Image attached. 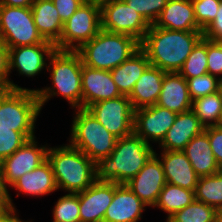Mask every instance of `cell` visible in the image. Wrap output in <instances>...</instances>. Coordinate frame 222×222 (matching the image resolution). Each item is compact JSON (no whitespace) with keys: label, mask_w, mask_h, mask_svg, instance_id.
<instances>
[{"label":"cell","mask_w":222,"mask_h":222,"mask_svg":"<svg viewBox=\"0 0 222 222\" xmlns=\"http://www.w3.org/2000/svg\"><path fill=\"white\" fill-rule=\"evenodd\" d=\"M202 38L203 31L169 30L150 25L140 49L147 55L150 65L164 72H178Z\"/></svg>","instance_id":"1"},{"label":"cell","mask_w":222,"mask_h":222,"mask_svg":"<svg viewBox=\"0 0 222 222\" xmlns=\"http://www.w3.org/2000/svg\"><path fill=\"white\" fill-rule=\"evenodd\" d=\"M46 70L52 86L34 89L42 107L52 97L61 95L72 107L82 108V59L77 51L55 50Z\"/></svg>","instance_id":"2"},{"label":"cell","mask_w":222,"mask_h":222,"mask_svg":"<svg viewBox=\"0 0 222 222\" xmlns=\"http://www.w3.org/2000/svg\"><path fill=\"white\" fill-rule=\"evenodd\" d=\"M154 153L151 144L134 133L117 139L110 155L96 163L97 180L125 184Z\"/></svg>","instance_id":"3"},{"label":"cell","mask_w":222,"mask_h":222,"mask_svg":"<svg viewBox=\"0 0 222 222\" xmlns=\"http://www.w3.org/2000/svg\"><path fill=\"white\" fill-rule=\"evenodd\" d=\"M47 160L51 165L57 189L79 193L97 180L96 164L70 144L49 147Z\"/></svg>","instance_id":"4"},{"label":"cell","mask_w":222,"mask_h":222,"mask_svg":"<svg viewBox=\"0 0 222 222\" xmlns=\"http://www.w3.org/2000/svg\"><path fill=\"white\" fill-rule=\"evenodd\" d=\"M140 49V42L134 37L100 29L90 41L84 43L77 52L83 65L111 71Z\"/></svg>","instance_id":"5"},{"label":"cell","mask_w":222,"mask_h":222,"mask_svg":"<svg viewBox=\"0 0 222 222\" xmlns=\"http://www.w3.org/2000/svg\"><path fill=\"white\" fill-rule=\"evenodd\" d=\"M74 111L69 144L85 153L96 164L110 155L117 138L87 109Z\"/></svg>","instance_id":"6"},{"label":"cell","mask_w":222,"mask_h":222,"mask_svg":"<svg viewBox=\"0 0 222 222\" xmlns=\"http://www.w3.org/2000/svg\"><path fill=\"white\" fill-rule=\"evenodd\" d=\"M41 111L34 89H12L0 102V126L32 139L36 137L35 124Z\"/></svg>","instance_id":"7"},{"label":"cell","mask_w":222,"mask_h":222,"mask_svg":"<svg viewBox=\"0 0 222 222\" xmlns=\"http://www.w3.org/2000/svg\"><path fill=\"white\" fill-rule=\"evenodd\" d=\"M101 29L100 1L86 0L76 12L63 23L57 50L77 51L84 43L94 38Z\"/></svg>","instance_id":"8"},{"label":"cell","mask_w":222,"mask_h":222,"mask_svg":"<svg viewBox=\"0 0 222 222\" xmlns=\"http://www.w3.org/2000/svg\"><path fill=\"white\" fill-rule=\"evenodd\" d=\"M0 31L9 48L37 45L46 40L37 31L31 7L0 5Z\"/></svg>","instance_id":"9"},{"label":"cell","mask_w":222,"mask_h":222,"mask_svg":"<svg viewBox=\"0 0 222 222\" xmlns=\"http://www.w3.org/2000/svg\"><path fill=\"white\" fill-rule=\"evenodd\" d=\"M101 29L142 41L150 24L124 0L100 1Z\"/></svg>","instance_id":"10"},{"label":"cell","mask_w":222,"mask_h":222,"mask_svg":"<svg viewBox=\"0 0 222 222\" xmlns=\"http://www.w3.org/2000/svg\"><path fill=\"white\" fill-rule=\"evenodd\" d=\"M86 109L117 139L133 134L134 109L128 96L99 101Z\"/></svg>","instance_id":"11"},{"label":"cell","mask_w":222,"mask_h":222,"mask_svg":"<svg viewBox=\"0 0 222 222\" xmlns=\"http://www.w3.org/2000/svg\"><path fill=\"white\" fill-rule=\"evenodd\" d=\"M37 143L36 137L27 140L12 155L0 162V169L6 187H10L21 176L34 170L47 160L49 146L47 144L38 145Z\"/></svg>","instance_id":"12"},{"label":"cell","mask_w":222,"mask_h":222,"mask_svg":"<svg viewBox=\"0 0 222 222\" xmlns=\"http://www.w3.org/2000/svg\"><path fill=\"white\" fill-rule=\"evenodd\" d=\"M177 113L158 105L134 110L133 133L146 143L160 144L173 125Z\"/></svg>","instance_id":"13"},{"label":"cell","mask_w":222,"mask_h":222,"mask_svg":"<svg viewBox=\"0 0 222 222\" xmlns=\"http://www.w3.org/2000/svg\"><path fill=\"white\" fill-rule=\"evenodd\" d=\"M158 155L155 151L143 168L125 183L146 206L153 208L166 184L163 165Z\"/></svg>","instance_id":"14"},{"label":"cell","mask_w":222,"mask_h":222,"mask_svg":"<svg viewBox=\"0 0 222 222\" xmlns=\"http://www.w3.org/2000/svg\"><path fill=\"white\" fill-rule=\"evenodd\" d=\"M55 50V44L50 41L9 48V72L16 69L19 76L35 77L48 67L47 61Z\"/></svg>","instance_id":"15"},{"label":"cell","mask_w":222,"mask_h":222,"mask_svg":"<svg viewBox=\"0 0 222 222\" xmlns=\"http://www.w3.org/2000/svg\"><path fill=\"white\" fill-rule=\"evenodd\" d=\"M115 191V183L96 180L79 192L80 222H103Z\"/></svg>","instance_id":"16"},{"label":"cell","mask_w":222,"mask_h":222,"mask_svg":"<svg viewBox=\"0 0 222 222\" xmlns=\"http://www.w3.org/2000/svg\"><path fill=\"white\" fill-rule=\"evenodd\" d=\"M110 71L93 69L82 63V108L121 96Z\"/></svg>","instance_id":"17"},{"label":"cell","mask_w":222,"mask_h":222,"mask_svg":"<svg viewBox=\"0 0 222 222\" xmlns=\"http://www.w3.org/2000/svg\"><path fill=\"white\" fill-rule=\"evenodd\" d=\"M146 207L125 184L115 183L114 196L103 222H138Z\"/></svg>","instance_id":"18"},{"label":"cell","mask_w":222,"mask_h":222,"mask_svg":"<svg viewBox=\"0 0 222 222\" xmlns=\"http://www.w3.org/2000/svg\"><path fill=\"white\" fill-rule=\"evenodd\" d=\"M204 129L192 109L179 113L159 147L163 151H183L188 142Z\"/></svg>","instance_id":"19"},{"label":"cell","mask_w":222,"mask_h":222,"mask_svg":"<svg viewBox=\"0 0 222 222\" xmlns=\"http://www.w3.org/2000/svg\"><path fill=\"white\" fill-rule=\"evenodd\" d=\"M159 157L166 183L195 191L199 176L183 151H163Z\"/></svg>","instance_id":"20"},{"label":"cell","mask_w":222,"mask_h":222,"mask_svg":"<svg viewBox=\"0 0 222 222\" xmlns=\"http://www.w3.org/2000/svg\"><path fill=\"white\" fill-rule=\"evenodd\" d=\"M154 27L179 31H202L197 25L191 0H168Z\"/></svg>","instance_id":"21"},{"label":"cell","mask_w":222,"mask_h":222,"mask_svg":"<svg viewBox=\"0 0 222 222\" xmlns=\"http://www.w3.org/2000/svg\"><path fill=\"white\" fill-rule=\"evenodd\" d=\"M187 81L178 72H165L156 105L177 114L192 109Z\"/></svg>","instance_id":"22"},{"label":"cell","mask_w":222,"mask_h":222,"mask_svg":"<svg viewBox=\"0 0 222 222\" xmlns=\"http://www.w3.org/2000/svg\"><path fill=\"white\" fill-rule=\"evenodd\" d=\"M164 75L163 70L152 65L144 70L128 96L134 110L156 105Z\"/></svg>","instance_id":"23"},{"label":"cell","mask_w":222,"mask_h":222,"mask_svg":"<svg viewBox=\"0 0 222 222\" xmlns=\"http://www.w3.org/2000/svg\"><path fill=\"white\" fill-rule=\"evenodd\" d=\"M183 152L199 177L216 174L222 170L211 149L207 127L188 142Z\"/></svg>","instance_id":"24"},{"label":"cell","mask_w":222,"mask_h":222,"mask_svg":"<svg viewBox=\"0 0 222 222\" xmlns=\"http://www.w3.org/2000/svg\"><path fill=\"white\" fill-rule=\"evenodd\" d=\"M31 10L39 34L44 40L56 44L60 40L63 23L52 0H34Z\"/></svg>","instance_id":"25"},{"label":"cell","mask_w":222,"mask_h":222,"mask_svg":"<svg viewBox=\"0 0 222 222\" xmlns=\"http://www.w3.org/2000/svg\"><path fill=\"white\" fill-rule=\"evenodd\" d=\"M11 187L29 196H45L57 190L54 174L48 160L21 176Z\"/></svg>","instance_id":"26"},{"label":"cell","mask_w":222,"mask_h":222,"mask_svg":"<svg viewBox=\"0 0 222 222\" xmlns=\"http://www.w3.org/2000/svg\"><path fill=\"white\" fill-rule=\"evenodd\" d=\"M150 65L147 55L139 49L129 59L110 71L120 93L129 96L135 83Z\"/></svg>","instance_id":"27"},{"label":"cell","mask_w":222,"mask_h":222,"mask_svg":"<svg viewBox=\"0 0 222 222\" xmlns=\"http://www.w3.org/2000/svg\"><path fill=\"white\" fill-rule=\"evenodd\" d=\"M195 200V191L166 183L154 207L167 213L166 220Z\"/></svg>","instance_id":"28"},{"label":"cell","mask_w":222,"mask_h":222,"mask_svg":"<svg viewBox=\"0 0 222 222\" xmlns=\"http://www.w3.org/2000/svg\"><path fill=\"white\" fill-rule=\"evenodd\" d=\"M195 200L216 210L222 209V170L216 174L199 177L195 189Z\"/></svg>","instance_id":"29"},{"label":"cell","mask_w":222,"mask_h":222,"mask_svg":"<svg viewBox=\"0 0 222 222\" xmlns=\"http://www.w3.org/2000/svg\"><path fill=\"white\" fill-rule=\"evenodd\" d=\"M192 110L199 118L200 123L206 128L216 126L222 112V97L219 91L195 99Z\"/></svg>","instance_id":"30"},{"label":"cell","mask_w":222,"mask_h":222,"mask_svg":"<svg viewBox=\"0 0 222 222\" xmlns=\"http://www.w3.org/2000/svg\"><path fill=\"white\" fill-rule=\"evenodd\" d=\"M217 210L203 202L194 200L165 222H215Z\"/></svg>","instance_id":"31"},{"label":"cell","mask_w":222,"mask_h":222,"mask_svg":"<svg viewBox=\"0 0 222 222\" xmlns=\"http://www.w3.org/2000/svg\"><path fill=\"white\" fill-rule=\"evenodd\" d=\"M178 73L185 79L193 78L199 75H205L208 73L207 39L202 38L196 44Z\"/></svg>","instance_id":"32"},{"label":"cell","mask_w":222,"mask_h":222,"mask_svg":"<svg viewBox=\"0 0 222 222\" xmlns=\"http://www.w3.org/2000/svg\"><path fill=\"white\" fill-rule=\"evenodd\" d=\"M52 211V222H80L79 193H67L58 198Z\"/></svg>","instance_id":"33"},{"label":"cell","mask_w":222,"mask_h":222,"mask_svg":"<svg viewBox=\"0 0 222 222\" xmlns=\"http://www.w3.org/2000/svg\"><path fill=\"white\" fill-rule=\"evenodd\" d=\"M192 101L219 91L220 79L209 73L186 79Z\"/></svg>","instance_id":"34"},{"label":"cell","mask_w":222,"mask_h":222,"mask_svg":"<svg viewBox=\"0 0 222 222\" xmlns=\"http://www.w3.org/2000/svg\"><path fill=\"white\" fill-rule=\"evenodd\" d=\"M27 140L21 132L0 126V162L12 155Z\"/></svg>","instance_id":"35"},{"label":"cell","mask_w":222,"mask_h":222,"mask_svg":"<svg viewBox=\"0 0 222 222\" xmlns=\"http://www.w3.org/2000/svg\"><path fill=\"white\" fill-rule=\"evenodd\" d=\"M197 25L202 31L215 19L221 0H191Z\"/></svg>","instance_id":"36"},{"label":"cell","mask_w":222,"mask_h":222,"mask_svg":"<svg viewBox=\"0 0 222 222\" xmlns=\"http://www.w3.org/2000/svg\"><path fill=\"white\" fill-rule=\"evenodd\" d=\"M130 7L140 13L150 24L159 17L168 0H124Z\"/></svg>","instance_id":"37"},{"label":"cell","mask_w":222,"mask_h":222,"mask_svg":"<svg viewBox=\"0 0 222 222\" xmlns=\"http://www.w3.org/2000/svg\"><path fill=\"white\" fill-rule=\"evenodd\" d=\"M208 73L222 78V45L218 41L207 40Z\"/></svg>","instance_id":"38"},{"label":"cell","mask_w":222,"mask_h":222,"mask_svg":"<svg viewBox=\"0 0 222 222\" xmlns=\"http://www.w3.org/2000/svg\"><path fill=\"white\" fill-rule=\"evenodd\" d=\"M207 135L215 160L222 169V129L217 126H209Z\"/></svg>","instance_id":"39"},{"label":"cell","mask_w":222,"mask_h":222,"mask_svg":"<svg viewBox=\"0 0 222 222\" xmlns=\"http://www.w3.org/2000/svg\"><path fill=\"white\" fill-rule=\"evenodd\" d=\"M86 0H52L62 23H65Z\"/></svg>","instance_id":"40"},{"label":"cell","mask_w":222,"mask_h":222,"mask_svg":"<svg viewBox=\"0 0 222 222\" xmlns=\"http://www.w3.org/2000/svg\"><path fill=\"white\" fill-rule=\"evenodd\" d=\"M9 76V47L2 42L0 43V80L8 82L12 89H27L15 84Z\"/></svg>","instance_id":"41"},{"label":"cell","mask_w":222,"mask_h":222,"mask_svg":"<svg viewBox=\"0 0 222 222\" xmlns=\"http://www.w3.org/2000/svg\"><path fill=\"white\" fill-rule=\"evenodd\" d=\"M222 37V0L215 19L203 31V38L218 41Z\"/></svg>","instance_id":"42"},{"label":"cell","mask_w":222,"mask_h":222,"mask_svg":"<svg viewBox=\"0 0 222 222\" xmlns=\"http://www.w3.org/2000/svg\"><path fill=\"white\" fill-rule=\"evenodd\" d=\"M15 206L7 205L0 207V222H26L20 219Z\"/></svg>","instance_id":"43"},{"label":"cell","mask_w":222,"mask_h":222,"mask_svg":"<svg viewBox=\"0 0 222 222\" xmlns=\"http://www.w3.org/2000/svg\"><path fill=\"white\" fill-rule=\"evenodd\" d=\"M9 194V189L4 184L3 176L0 169V207L1 206H7L12 205L15 206L13 203V199Z\"/></svg>","instance_id":"44"},{"label":"cell","mask_w":222,"mask_h":222,"mask_svg":"<svg viewBox=\"0 0 222 222\" xmlns=\"http://www.w3.org/2000/svg\"><path fill=\"white\" fill-rule=\"evenodd\" d=\"M34 0H0V5L10 7H31Z\"/></svg>","instance_id":"45"},{"label":"cell","mask_w":222,"mask_h":222,"mask_svg":"<svg viewBox=\"0 0 222 222\" xmlns=\"http://www.w3.org/2000/svg\"><path fill=\"white\" fill-rule=\"evenodd\" d=\"M11 90L12 88L8 82L0 80V102Z\"/></svg>","instance_id":"46"},{"label":"cell","mask_w":222,"mask_h":222,"mask_svg":"<svg viewBox=\"0 0 222 222\" xmlns=\"http://www.w3.org/2000/svg\"><path fill=\"white\" fill-rule=\"evenodd\" d=\"M215 222H222V209L217 210Z\"/></svg>","instance_id":"47"},{"label":"cell","mask_w":222,"mask_h":222,"mask_svg":"<svg viewBox=\"0 0 222 222\" xmlns=\"http://www.w3.org/2000/svg\"><path fill=\"white\" fill-rule=\"evenodd\" d=\"M216 126L222 129V112H221V116H220V119L218 121V124Z\"/></svg>","instance_id":"48"},{"label":"cell","mask_w":222,"mask_h":222,"mask_svg":"<svg viewBox=\"0 0 222 222\" xmlns=\"http://www.w3.org/2000/svg\"><path fill=\"white\" fill-rule=\"evenodd\" d=\"M219 92H220L221 97H222V78H220V82H219Z\"/></svg>","instance_id":"49"},{"label":"cell","mask_w":222,"mask_h":222,"mask_svg":"<svg viewBox=\"0 0 222 222\" xmlns=\"http://www.w3.org/2000/svg\"><path fill=\"white\" fill-rule=\"evenodd\" d=\"M3 42V38H2V35H1V31H0V43Z\"/></svg>","instance_id":"50"},{"label":"cell","mask_w":222,"mask_h":222,"mask_svg":"<svg viewBox=\"0 0 222 222\" xmlns=\"http://www.w3.org/2000/svg\"><path fill=\"white\" fill-rule=\"evenodd\" d=\"M99 1H120V0H99Z\"/></svg>","instance_id":"51"},{"label":"cell","mask_w":222,"mask_h":222,"mask_svg":"<svg viewBox=\"0 0 222 222\" xmlns=\"http://www.w3.org/2000/svg\"><path fill=\"white\" fill-rule=\"evenodd\" d=\"M218 42L222 45V37L218 40Z\"/></svg>","instance_id":"52"}]
</instances>
